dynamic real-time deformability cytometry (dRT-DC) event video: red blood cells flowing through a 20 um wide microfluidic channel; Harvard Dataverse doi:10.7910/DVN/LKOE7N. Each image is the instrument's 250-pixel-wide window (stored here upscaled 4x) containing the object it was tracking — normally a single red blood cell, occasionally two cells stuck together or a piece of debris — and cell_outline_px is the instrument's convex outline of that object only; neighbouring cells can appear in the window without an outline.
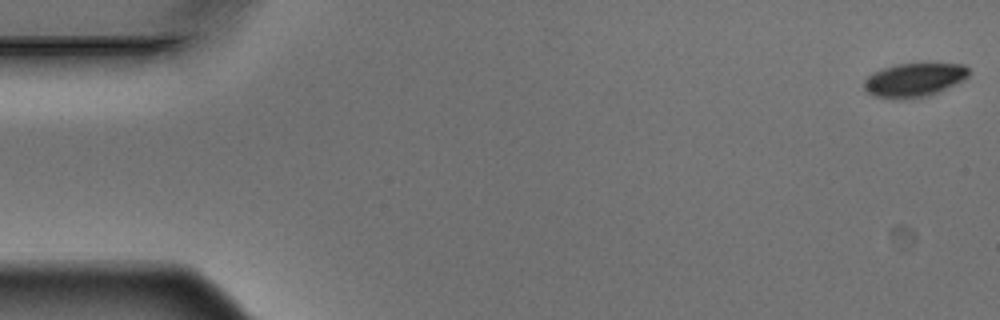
{"species": "Egyptian fruit bat (a non-hibernating species)", "species_latin": "Rousettus aegyptiacus", "temperature_condition": "warm", "stored_images_in_passage": 2, "camera_frame_rate_fps": 3000, "um_per_image_px": 0.085, "animal": {"sex": "male"}, "frame": {"image": 1, "passage_image": 1, "time_ms": 0.0, "image_size_px": [1000, 320], "cell_outline_px": [[968, 76], [964, 80], [928, 96], [904, 100], [900, 100], [872, 96], [864, 88], [864, 80], [872, 72], [896, 64], [964, 64], [968, 68]], "centroid_in_image_um": [77.67, 6.81], "position_along_channel_um": 7.3, "area_um2": 20.63}}